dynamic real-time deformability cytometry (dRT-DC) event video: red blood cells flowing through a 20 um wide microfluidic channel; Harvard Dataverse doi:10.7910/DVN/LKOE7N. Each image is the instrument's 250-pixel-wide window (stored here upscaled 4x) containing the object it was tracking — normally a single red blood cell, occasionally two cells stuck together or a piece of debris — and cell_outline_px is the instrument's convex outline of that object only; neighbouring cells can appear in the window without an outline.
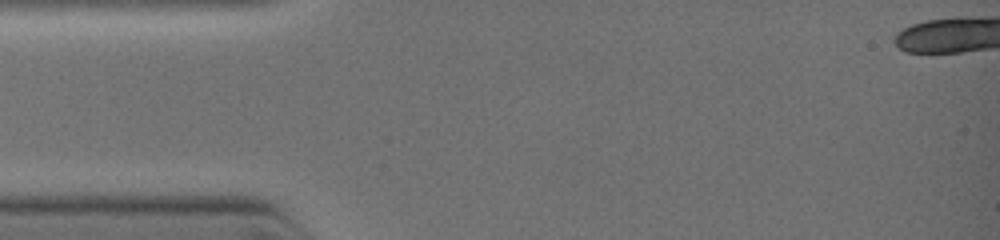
{"species": "common noctule bat (a hibernating species)", "species_latin": "Nyctalus noctula", "temperature_condition": "warm", "stored_images_in_passage": 1, "camera_frame_rate_fps": 3000, "um_per_image_px": 0.085, "animal": {"sex": "female", "body_mass_g": 19.0, "forearm_length_mm": 51.5}, "frame": {"image": 1, "passage_image": 1, "time_ms": 0.0, "image_size_px": [1000, 240], "cell_outline_px": [[248, 196], [244, 200], [228, 204], [136, 204], [100, 200], [100, 196], [168, 192], [184, 192]], "centroid_in_image_um": [14.85, 16.87], "position_along_channel_um": 70.2, "area_um2": 10.0}}